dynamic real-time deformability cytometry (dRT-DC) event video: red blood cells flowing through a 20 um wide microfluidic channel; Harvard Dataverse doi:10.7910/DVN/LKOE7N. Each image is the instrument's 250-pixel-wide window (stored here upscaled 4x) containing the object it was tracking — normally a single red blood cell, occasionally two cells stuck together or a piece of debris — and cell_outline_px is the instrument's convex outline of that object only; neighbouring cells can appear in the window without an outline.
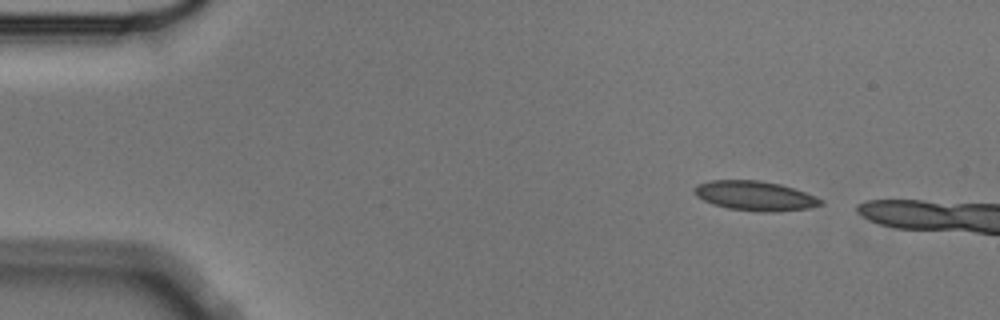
{"species": "Egyptian fruit bat (a non-hibernating species)", "species_latin": "Rousettus aegyptiacus", "temperature_condition": "cold", "stored_images_in_passage": 2, "camera_frame_rate_fps": 3000, "um_per_image_px": 0.085, "animal": {"sex": "male"}, "frame": {"image": 1, "passage_image": 1, "time_ms": 0.0, "image_size_px": [1000, 320], "cell_outline_px": [[824, 204], [808, 208], [776, 212], [764, 212], [728, 208], [712, 204], [696, 196], [696, 184], [712, 180], [760, 180], [780, 184], [816, 196], [824, 200]], "centroid_in_image_um": [64.21, 16.64], "position_along_channel_um": 20.8, "area_um2": 21.68}}